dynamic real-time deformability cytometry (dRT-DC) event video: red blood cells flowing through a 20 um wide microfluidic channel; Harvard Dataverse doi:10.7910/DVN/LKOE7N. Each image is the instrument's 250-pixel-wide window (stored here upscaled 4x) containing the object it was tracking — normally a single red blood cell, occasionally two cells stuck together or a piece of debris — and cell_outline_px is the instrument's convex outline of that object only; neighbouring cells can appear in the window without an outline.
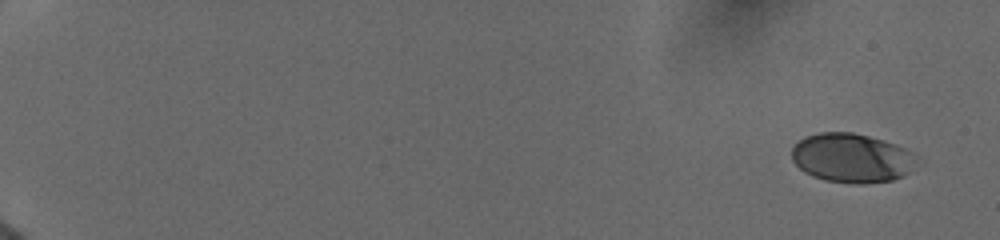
{"species": "human", "species_latin": "Homo sapiens", "temperature_condition": "cold", "stored_images_in_passage": 37, "camera_frame_rate_fps": 3000, "um_per_image_px": 0.085, "donor": {"sex": "female"}, "frame": {"image": 1, "passage_image": 1, "time_ms": 0.0, "image_size_px": [1000, 240], "cell_outline_px": [[920, 156], [908, 172], [904, 176], [892, 180], [864, 184], [856, 184], [824, 180], [812, 176], [804, 172], [792, 160], [792, 148], [800, 140], [808, 136], [820, 132], [852, 132], [884, 140], [916, 152]], "centroid_in_image_um": [72.44, 13.43], "position_along_channel_um": 12.6, "area_um2": 36.01}}
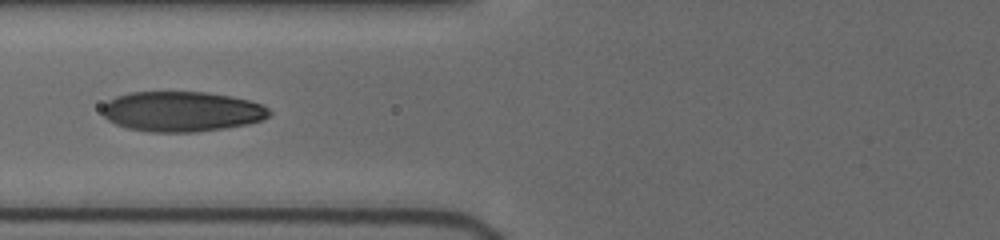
{"frame": {"image": 2, "passage_image": 31, "time_ms": 7.667, "image_size_px": [1000, 240], "cell_outline_px": [[272, 112], [268, 116], [260, 120], [248, 124], [224, 128], [196, 132], [152, 132], [128, 128], [116, 124], [108, 120], [100, 112], [100, 108], [108, 100], [116, 96], [128, 92], [204, 92], [228, 96], [248, 100], [260, 104], [268, 108]], "centroid_in_image_um": [15.39, 9.48], "position_along_channel_um": 110.4, "area_um2": 39.07}}
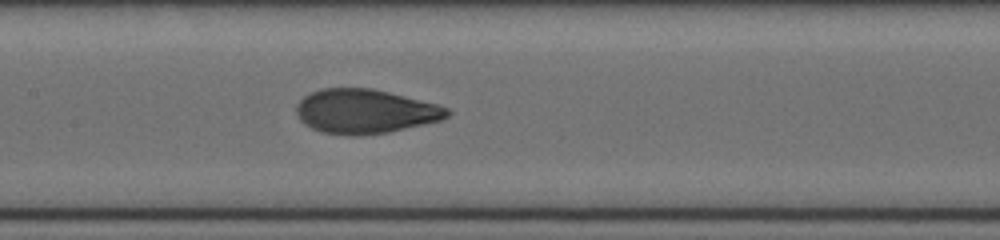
{"frame": {"image": 3, "passage_image": 37, "time_ms": 9.333, "image_size_px": [1000, 240], "cell_outline_px": [[452, 112], [448, 116], [440, 120], [424, 124], [388, 132], [360, 136], [352, 136], [320, 132], [304, 124], [300, 120], [296, 112], [296, 104], [304, 96], [320, 88], [372, 88], [436, 104], [448, 108]], "centroid_in_image_um": [31.0, 9.47], "position_along_channel_um": 176.4, "area_um2": 38.9}}